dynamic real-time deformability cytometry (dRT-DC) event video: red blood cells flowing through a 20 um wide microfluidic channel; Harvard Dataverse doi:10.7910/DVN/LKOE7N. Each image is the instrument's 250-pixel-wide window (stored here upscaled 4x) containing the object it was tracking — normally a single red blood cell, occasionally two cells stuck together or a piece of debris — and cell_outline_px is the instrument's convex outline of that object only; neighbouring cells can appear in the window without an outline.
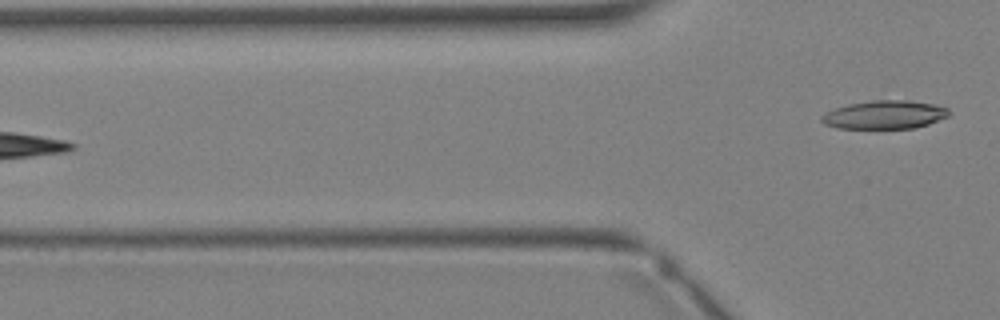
{"species": "Egyptian fruit bat (a non-hibernating species)", "species_latin": "Rousettus aegyptiacus", "temperature_condition": "warm", "stored_images_in_passage": 4, "camera_frame_rate_fps": 3000, "um_per_image_px": 0.085, "animal": {"sex": "female"}, "frame": {"image": 1, "passage_image": 4, "time_ms": 3.333, "image_size_px": [1000, 320], "cell_outline_px": [[952, 112], [948, 116], [928, 124], [916, 128], [836, 128], [824, 124], [820, 120], [820, 116], [836, 108], [848, 104], [872, 100], [908, 100], [932, 104], [948, 108]], "centroid_in_image_um": [75.2, 9.75], "position_along_channel_um": 50.6, "area_um2": 21.04}}